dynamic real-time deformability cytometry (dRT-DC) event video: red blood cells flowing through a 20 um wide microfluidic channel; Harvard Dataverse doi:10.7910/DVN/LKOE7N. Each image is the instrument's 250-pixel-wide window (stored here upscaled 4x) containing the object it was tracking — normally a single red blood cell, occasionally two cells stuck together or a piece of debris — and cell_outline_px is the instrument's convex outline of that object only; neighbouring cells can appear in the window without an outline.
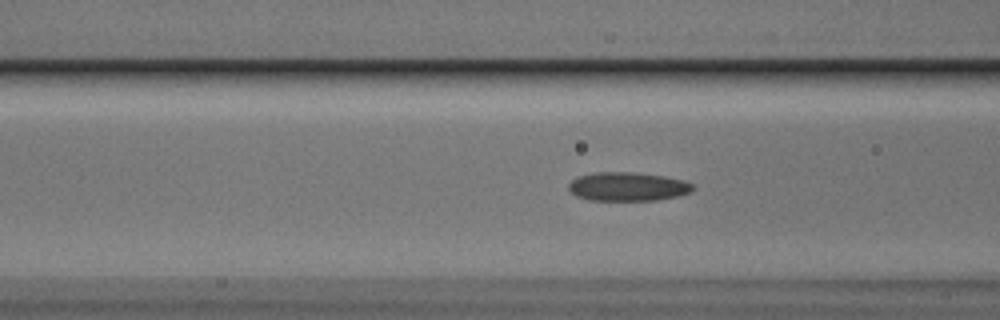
{"species": "Egyptian fruit bat (a non-hibernating species)", "species_latin": "Rousettus aegyptiacus", "temperature_condition": "cold", "stored_images_in_passage": 48, "camera_frame_rate_fps": 3000, "um_per_image_px": 0.085, "animal": {"sex": "male"}, "frame": {"image": 1, "passage_image": 14, "time_ms": 4.333, "image_size_px": [1000, 320], "cell_outline_px": [[696, 188], [692, 192], [680, 196], [656, 200], [588, 200], [576, 196], [568, 188], [568, 184], [576, 176], [596, 172], [632, 172], [664, 176], [680, 180], [692, 184]], "centroid_in_image_um": [53.35, 15.86], "position_along_channel_um": 113.3, "area_um2": 20.92}}
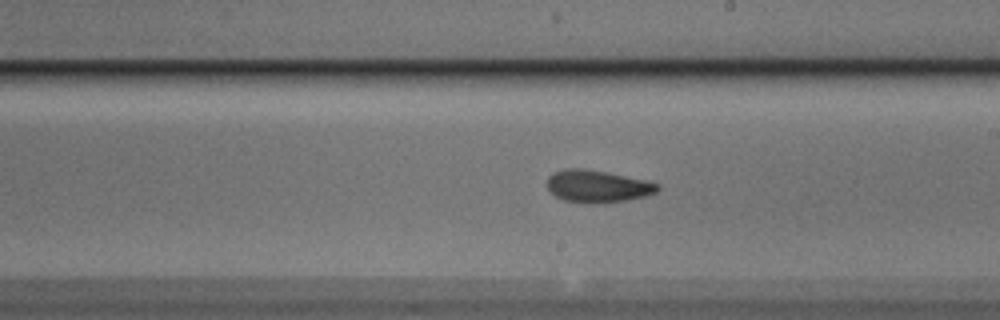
{"frame": {"image": 2, "passage_image": 24, "time_ms": 7.667, "image_size_px": [1000, 320], "cell_outline_px": [[660, 188], [656, 192], [644, 196], [628, 200], [592, 204], [564, 200], [556, 196], [548, 188], [548, 176], [564, 168], [584, 168], [644, 180], [660, 184]], "centroid_in_image_um": [50.79, 15.84], "position_along_channel_um": 238.2, "area_um2": 20.52}}
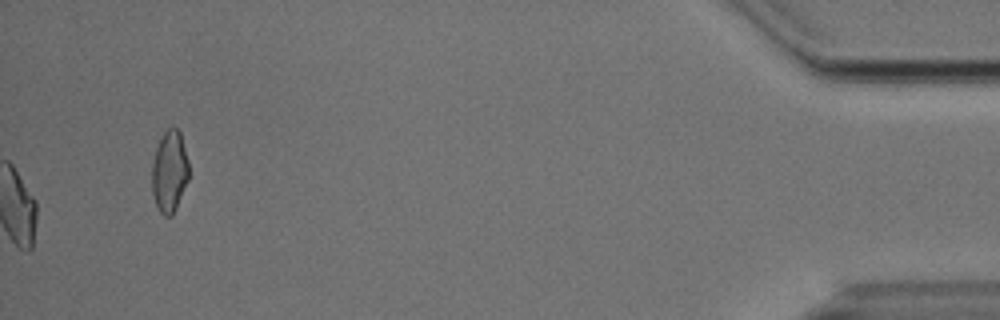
{"frame": {"image": 3, "passage_image": 48, "time_ms": 15.667, "image_size_px": [1000, 320], "cell_outline_px": [[188, 180], [176, 208], [172, 216], [164, 216], [156, 208], [152, 192], [152, 164], [156, 148], [164, 132], [172, 124], [180, 132], [188, 160]], "centroid_in_image_um": [14.4, 14.59], "position_along_channel_um": 420.8, "area_um2": 17.63}, "authors_computed_cell_mechanics": {"area_um2": 19.9699, "velocity_mm_per_s": 3.7501, "shape_relaxation_time_tau1_ms": null, "shape_relaxation_time_tau2_ms": 3.6263, "deformation_change_tau1": null, "deformation_change_tau2": 0.1006}}